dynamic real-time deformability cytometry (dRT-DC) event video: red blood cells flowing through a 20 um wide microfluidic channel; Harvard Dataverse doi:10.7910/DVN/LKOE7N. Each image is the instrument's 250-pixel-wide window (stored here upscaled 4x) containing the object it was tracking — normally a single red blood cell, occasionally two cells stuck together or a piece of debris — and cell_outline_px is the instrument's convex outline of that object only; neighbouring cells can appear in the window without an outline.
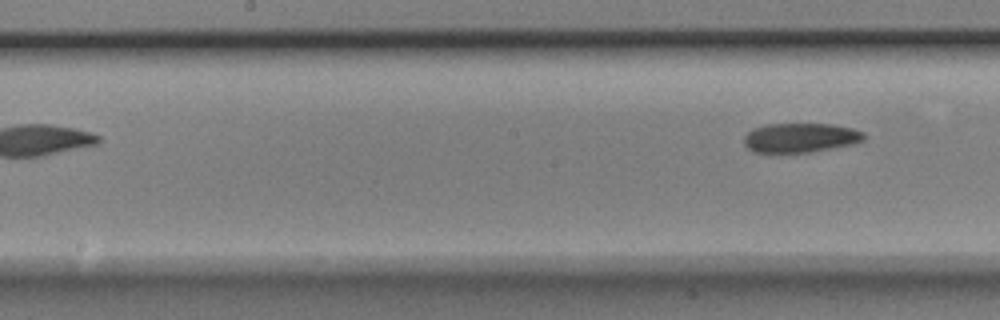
{"species": "Egyptian fruit bat (a non-hibernating species)", "species_latin": "Rousettus aegyptiacus", "temperature_condition": "room temperature", "stored_images_in_passage": 9, "segment_of_instrument_passage": [2, 2], "camera_frame_rate_fps": 3000, "um_per_image_px": 0.085, "animal": {"sex": "male"}, "frame": {"image": 1, "passage_image": 9, "time_ms": 2.667, "image_size_px": [1000, 320], "cell_outline_px": [[864, 140], [852, 144], [812, 152], [752, 152], [744, 144], [744, 136], [752, 128], [768, 124], [832, 124], [852, 128], [864, 132]], "centroid_in_image_um": [68.02, 11.7], "position_along_channel_um": 180.2, "area_um2": 20.52}}